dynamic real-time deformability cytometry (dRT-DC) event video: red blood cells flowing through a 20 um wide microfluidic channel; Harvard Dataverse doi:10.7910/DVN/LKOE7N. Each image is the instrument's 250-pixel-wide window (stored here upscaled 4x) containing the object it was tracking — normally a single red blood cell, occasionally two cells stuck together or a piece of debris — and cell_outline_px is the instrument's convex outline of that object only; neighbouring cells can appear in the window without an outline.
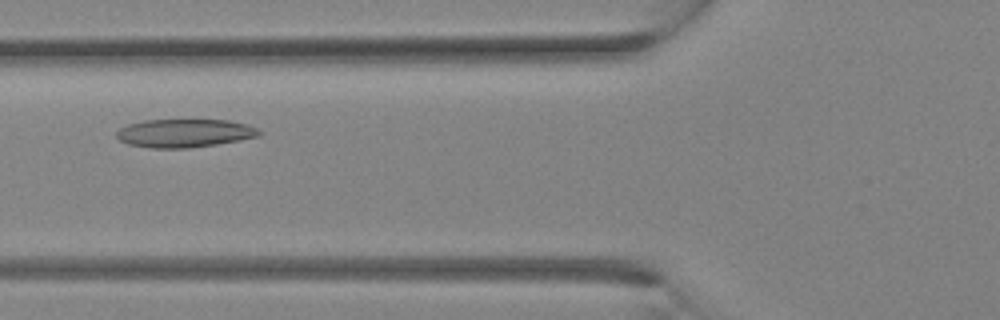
{"species": "Egyptian fruit bat (a non-hibernating species)", "species_latin": "Rousettus aegyptiacus", "temperature_condition": "room temperature", "stored_images_in_passage": 27, "camera_frame_rate_fps": 3000, "um_per_image_px": 0.085, "animal": {"sex": "female"}, "frame": {"image": 1, "passage_image": 9, "time_ms": 2.667, "image_size_px": [1000, 320], "cell_outline_px": [[260, 132], [256, 136], [240, 140], [216, 144], [188, 148], [152, 148], [128, 144], [120, 140], [116, 136], [116, 132], [120, 128], [128, 124], [144, 120], [228, 120], [248, 124], [256, 128]], "centroid_in_image_um": [15.65, 11.31], "position_along_channel_um": 110.2, "area_um2": 23.35}}
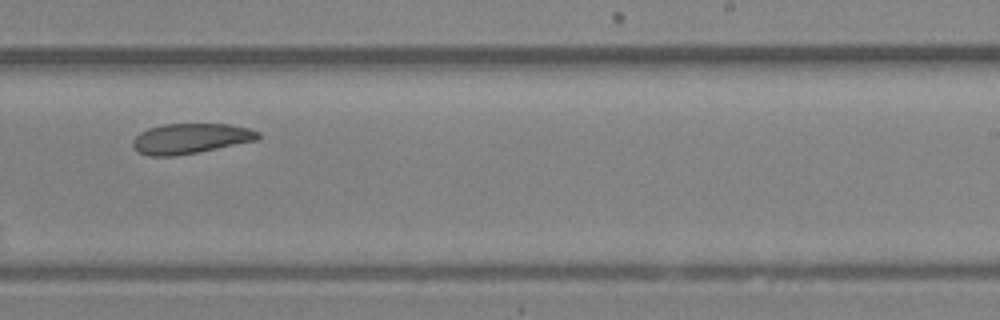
{"frame": {"image": 2, "passage_image": 17, "time_ms": 5.333, "image_size_px": [1000, 320], "cell_outline_px": [[260, 140], [176, 156], [148, 156], [136, 152], [132, 148], [132, 140], [140, 132], [148, 128], [164, 124], [228, 124], [248, 128], [260, 132]], "centroid_in_image_um": [16.17, 11.78], "position_along_channel_um": 272.8, "area_um2": 22.31}}
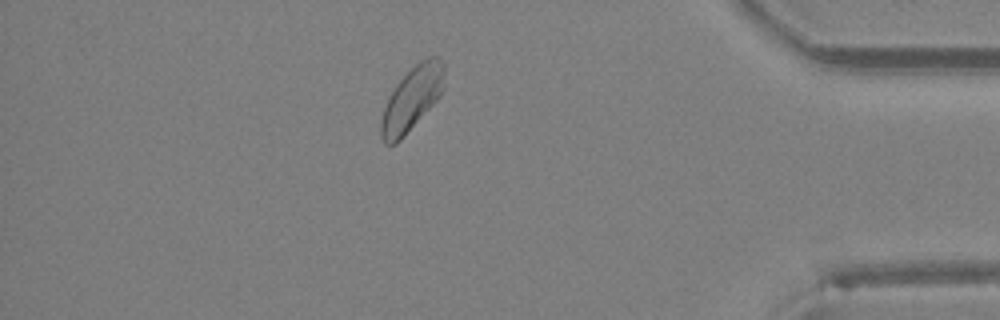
{"frame": {"image": 3, "passage_image": 25, "time_ms": 8.0, "image_size_px": [1000, 320], "cell_outline_px": [[444, 88], [440, 96], [400, 140], [396, 144], [384, 144], [380, 136], [380, 120], [388, 96], [396, 84], [420, 60], [428, 56], [436, 56], [444, 64]], "centroid_in_image_um": [34.99, 8.4], "position_along_channel_um": 400.2, "area_um2": 23.41}}